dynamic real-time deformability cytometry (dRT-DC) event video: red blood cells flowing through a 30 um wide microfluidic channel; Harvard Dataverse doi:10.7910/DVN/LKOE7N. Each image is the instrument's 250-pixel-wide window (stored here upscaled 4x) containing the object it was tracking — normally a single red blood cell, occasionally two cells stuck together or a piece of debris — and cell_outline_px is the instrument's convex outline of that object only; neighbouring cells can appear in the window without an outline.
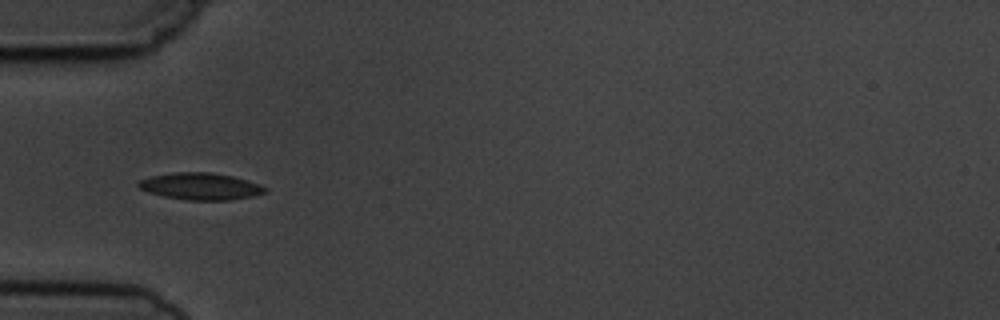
{"species": "common noctule bat (a hibernating species)", "species_latin": "Nyctalus noctula", "temperature_condition": "cold", "stored_images_in_passage": 3, "camera_frame_rate_fps": 3000, "um_per_image_px": 0.085, "animal": {"sex": "male", "body_mass_g": 19.5, "forearm_length_mm": 54.6}, "frame": {"image": 1, "passage_image": 1, "time_ms": 0.0, "image_size_px": [1000, 320], "cell_outline_px": [[268, 192], [252, 196], [232, 200], [184, 200], [164, 196], [148, 192], [140, 188], [136, 184], [136, 180], [152, 176], [172, 172], [212, 172], [232, 176], [260, 184], [268, 188]], "centroid_in_image_um": [17.04, 15.83], "position_along_channel_um": 68.0, "area_um2": 20.06}}
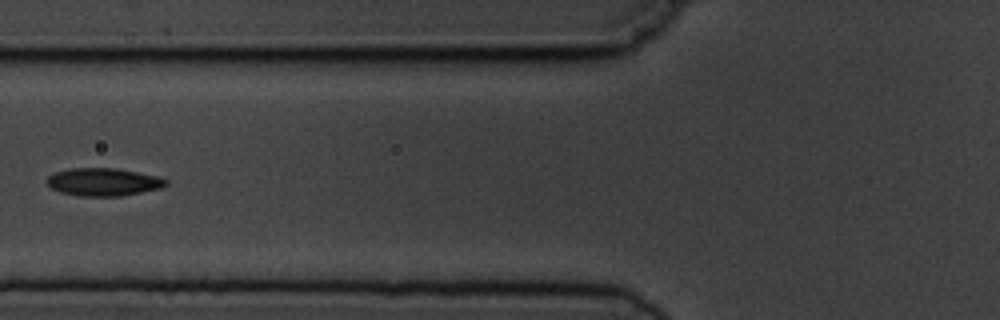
{"frame": {"image": 2, "passage_image": 2, "time_ms": 1.333, "image_size_px": [1000, 320], "cell_outline_px": [[168, 184], [160, 188], [120, 196], [80, 196], [60, 192], [52, 188], [48, 184], [48, 176], [56, 172], [68, 168], [116, 168], [160, 176], [168, 180]], "centroid_in_image_um": [8.82, 15.46], "position_along_channel_um": 117.0, "area_um2": 19.25}}
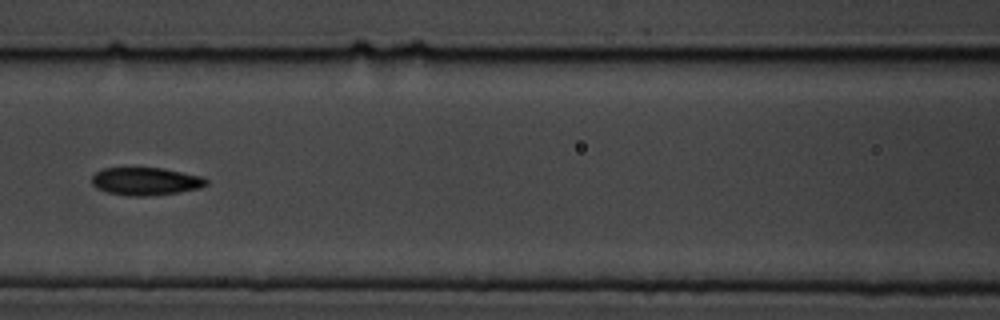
{"frame": {"image": 3, "passage_image": 3, "time_ms": 2.333, "image_size_px": [1000, 320], "cell_outline_px": [[208, 184], [200, 188], [180, 192], [148, 196], [132, 196], [104, 192], [96, 188], [92, 184], [92, 176], [96, 172], [104, 168], [164, 168], [204, 176], [208, 180]], "centroid_in_image_um": [12.41, 15.41], "position_along_channel_um": 154.2, "area_um2": 18.79}}